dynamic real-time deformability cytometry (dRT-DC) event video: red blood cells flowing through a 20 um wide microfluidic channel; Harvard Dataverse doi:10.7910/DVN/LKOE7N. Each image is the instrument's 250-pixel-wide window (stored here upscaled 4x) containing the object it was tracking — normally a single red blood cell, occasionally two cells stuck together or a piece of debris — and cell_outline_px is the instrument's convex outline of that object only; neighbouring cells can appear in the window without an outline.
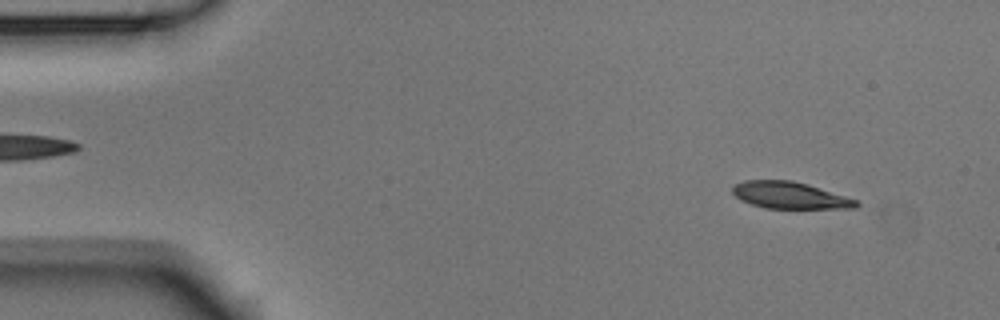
{"species": "Egyptian fruit bat (a non-hibernating species)", "species_latin": "Rousettus aegyptiacus", "temperature_condition": "room temperature", "stored_images_in_passage": 5, "camera_frame_rate_fps": 3000, "um_per_image_px": 0.085, "animal": {"sex": "male"}, "frame": {"image": 1, "passage_image": 1, "time_ms": 0.0, "image_size_px": [1000, 320], "cell_outline_px": [[860, 204], [856, 208], [764, 208], [740, 200], [732, 192], [732, 184], [744, 180], [792, 180], [808, 184], [860, 200]], "centroid_in_image_um": [67.15, 16.59], "position_along_channel_um": 17.8, "area_um2": 19.54}}
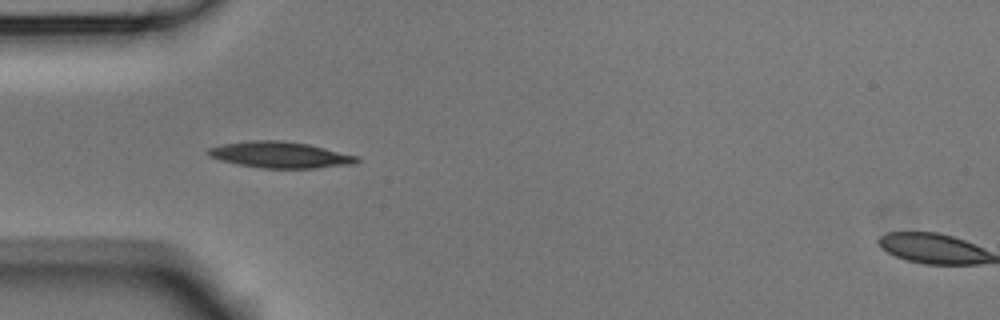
{"frame": {"image": 2, "passage_image": 4, "time_ms": 1.0, "image_size_px": [1000, 320], "cell_outline_px": [[360, 160], [356, 164], [316, 168], [260, 168], [220, 160], [208, 156], [204, 152], [208, 148], [224, 144], [252, 140], [280, 140], [308, 144], [360, 156]], "centroid_in_image_um": [23.84, 13.16], "position_along_channel_um": 61.2, "area_um2": 22.83}}
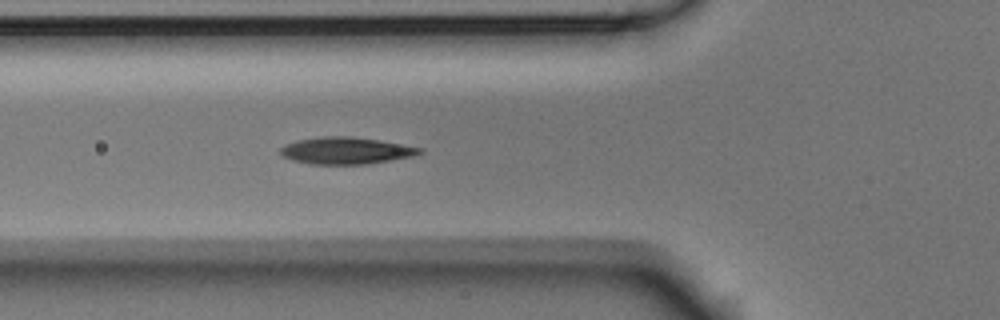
{"frame": {"image": 3, "passage_image": 5, "time_ms": 1.333, "image_size_px": [1000, 320], "cell_outline_px": [[424, 152], [412, 156], [368, 164], [312, 164], [292, 160], [280, 156], [280, 148], [284, 144], [296, 140], [320, 136], [352, 136], [380, 140], [424, 148]], "centroid_in_image_um": [29.38, 12.79], "position_along_channel_um": 96.4, "area_um2": 22.08}}